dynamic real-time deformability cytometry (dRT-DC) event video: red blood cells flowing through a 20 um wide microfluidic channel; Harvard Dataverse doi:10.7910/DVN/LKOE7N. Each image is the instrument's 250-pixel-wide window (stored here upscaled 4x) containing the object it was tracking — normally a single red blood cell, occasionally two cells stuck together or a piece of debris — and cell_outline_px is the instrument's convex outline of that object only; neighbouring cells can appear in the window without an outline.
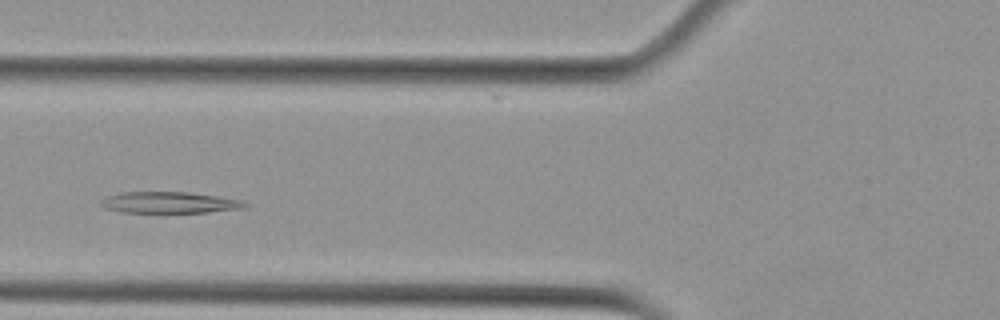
{"species": "Egyptian fruit bat (a non-hibernating species)", "species_latin": "Rousettus aegyptiacus", "temperature_condition": "cold", "stored_images_in_passage": 6, "camera_frame_rate_fps": 3000, "um_per_image_px": 0.085, "animal": {"sex": "female"}, "frame": {"image": 1, "passage_image": 3, "time_ms": 0.667, "image_size_px": [1000, 320], "cell_outline_px": [[248, 204], [244, 208], [208, 212], [120, 212], [104, 208], [100, 204], [100, 200], [104, 196], [120, 192], [188, 192], [244, 200]], "centroid_in_image_um": [14.36, 17.21], "position_along_channel_um": 111.4, "area_um2": 17.98}}
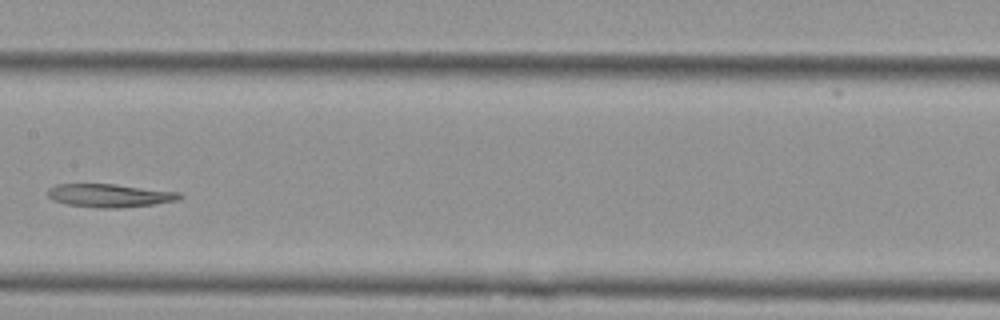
{"frame": {"image": 2, "passage_image": 5, "time_ms": 1.333, "image_size_px": [1000, 320], "cell_outline_px": [[184, 196], [180, 200], [152, 204], [120, 208], [100, 208], [64, 204], [52, 200], [48, 196], [48, 188], [56, 184], [112, 184], [180, 192]], "centroid_in_image_um": [9.31, 16.62], "position_along_channel_um": 198.1, "area_um2": 17.92}}
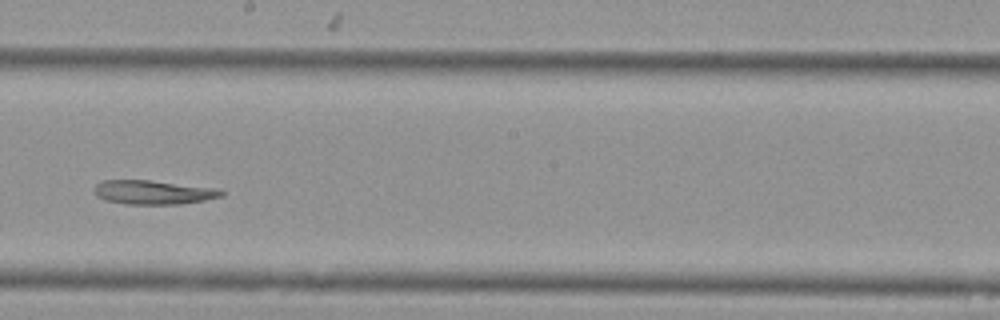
{"frame": {"image": 3, "passage_image": 6, "time_ms": 1.667, "image_size_px": [1000, 320], "cell_outline_px": [[224, 196], [204, 200], [180, 204], [124, 204], [104, 200], [96, 196], [92, 188], [96, 184], [104, 180], [148, 180], [216, 188], [224, 192]], "centroid_in_image_um": [12.98, 16.35], "position_along_channel_um": 235.2, "area_um2": 17.86}}